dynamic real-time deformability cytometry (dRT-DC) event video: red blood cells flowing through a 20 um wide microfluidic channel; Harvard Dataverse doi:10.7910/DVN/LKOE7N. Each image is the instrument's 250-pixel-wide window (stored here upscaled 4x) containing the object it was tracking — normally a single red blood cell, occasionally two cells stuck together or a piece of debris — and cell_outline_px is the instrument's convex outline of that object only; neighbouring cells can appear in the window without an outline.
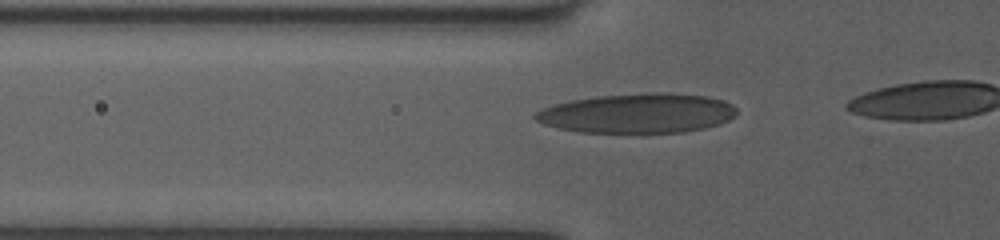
{"species": "human", "species_latin": "Homo sapiens", "temperature_condition": "room temperature", "stored_images_in_passage": 11, "camera_frame_rate_fps": 3000, "um_per_image_px": 0.085, "donor": {"sex": "female"}, "frame": {"image": 1, "passage_image": 5, "time_ms": 1.333, "image_size_px": [1000, 240], "cell_outline_px": [[736, 116], [720, 124], [704, 128], [684, 132], [576, 132], [556, 128], [544, 124], [536, 120], [532, 116], [540, 108], [572, 100], [596, 96], [656, 92], [668, 92], [708, 96], [724, 100], [732, 104], [736, 108]], "centroid_in_image_um": [54.2, 9.62], "position_along_channel_um": 71.6, "area_um2": 46.7}}
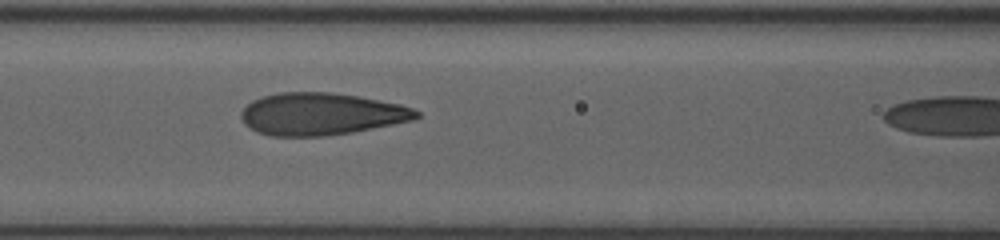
{"frame": {"image": 2, "passage_image": 10, "time_ms": 3.0, "image_size_px": [1000, 240], "cell_outline_px": [[420, 116], [412, 120], [352, 132], [324, 136], [272, 136], [256, 132], [244, 124], [240, 116], [240, 112], [252, 100], [260, 96], [280, 92], [332, 92], [356, 96], [400, 104], [412, 108], [420, 112]], "centroid_in_image_um": [27.25, 9.69], "position_along_channel_um": 139.4, "area_um2": 43.06}}